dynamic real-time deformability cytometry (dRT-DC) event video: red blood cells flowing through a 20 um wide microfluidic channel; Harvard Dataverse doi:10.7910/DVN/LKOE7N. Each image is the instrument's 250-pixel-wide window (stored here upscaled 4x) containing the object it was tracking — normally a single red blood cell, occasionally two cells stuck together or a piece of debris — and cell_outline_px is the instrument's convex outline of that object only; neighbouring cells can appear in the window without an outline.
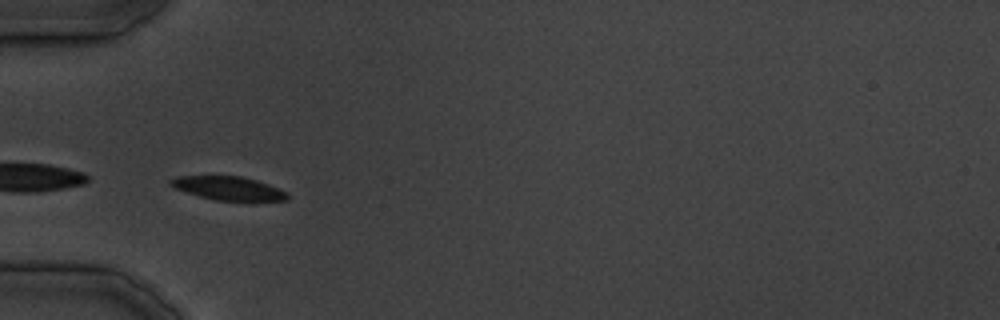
{"species": "common noctule bat (a hibernating species)", "species_latin": "Nyctalus noctula", "temperature_condition": "cold", "stored_images_in_passage": 17, "camera_frame_rate_fps": 3000, "um_per_image_px": 0.085, "animal": {"sex": "male", "body_mass_g": 19.5, "forearm_length_mm": 54.6}, "frame": {"image": 1, "passage_image": 1, "time_ms": 0.0, "image_size_px": [1000, 320], "cell_outline_px": [[288, 200], [216, 200], [200, 196], [176, 188], [168, 184], [168, 180], [176, 176], [240, 176], [256, 180], [268, 184], [288, 192]], "centroid_in_image_um": [19.4, 15.99], "position_along_channel_um": 65.6, "area_um2": 15.78}}